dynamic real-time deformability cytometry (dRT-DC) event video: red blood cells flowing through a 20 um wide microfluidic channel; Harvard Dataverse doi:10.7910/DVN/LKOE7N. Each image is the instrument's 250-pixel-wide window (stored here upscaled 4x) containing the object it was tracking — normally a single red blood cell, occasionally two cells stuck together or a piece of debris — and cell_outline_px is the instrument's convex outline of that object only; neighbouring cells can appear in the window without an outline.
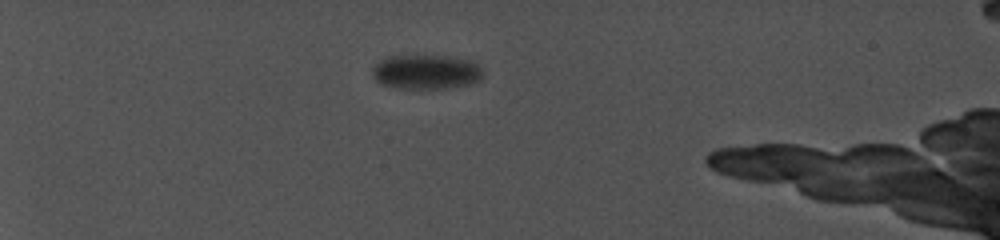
{"species": "common noctule bat (a hibernating species)", "species_latin": "Nyctalus noctula", "temperature_condition": "cold", "stored_images_in_passage": 22, "camera_frame_rate_fps": 5000, "um_per_image_px": 0.085, "animal": {"sex": "female", "body_mass_g": 19.0, "forearm_length_mm": 56.7}, "frame": {"image": 1, "passage_image": 1, "time_ms": 0.0, "image_size_px": [1000, 240], "cell_outline_px": [[484, 76], [480, 80], [472, 84], [444, 88], [396, 88], [380, 84], [372, 76], [372, 68], [380, 60], [392, 56], [436, 56], [464, 60], [476, 64], [484, 72]], "centroid_in_image_um": [36.19, 6.14], "position_along_channel_um": 48.8, "area_um2": 21.91}}
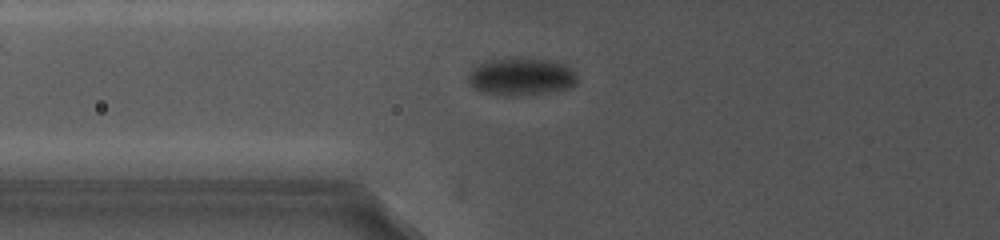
{"frame": {"image": 2, "passage_image": 7, "time_ms": 2.8, "image_size_px": [1000, 240], "cell_outline_px": [[576, 84], [572, 88], [556, 92], [508, 96], [504, 96], [480, 92], [472, 88], [468, 84], [468, 76], [480, 64], [492, 60], [540, 60], [564, 64], [576, 76]], "centroid_in_image_um": [44.3, 6.59], "position_along_channel_um": 81.5, "area_um2": 23.18}}